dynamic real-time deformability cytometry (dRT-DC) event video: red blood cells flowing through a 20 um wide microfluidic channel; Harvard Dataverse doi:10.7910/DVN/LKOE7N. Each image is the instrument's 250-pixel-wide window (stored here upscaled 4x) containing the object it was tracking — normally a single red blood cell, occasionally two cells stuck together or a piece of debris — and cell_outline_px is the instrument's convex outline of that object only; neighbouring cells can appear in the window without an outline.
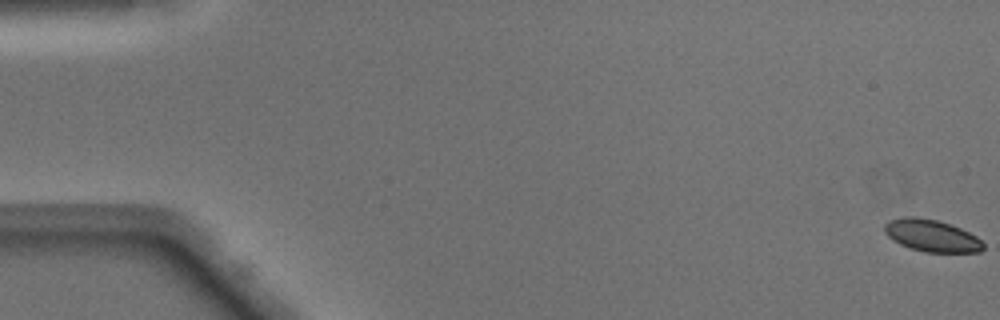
{"species": "Egyptian fruit bat (a non-hibernating species)", "species_latin": "Rousettus aegyptiacus", "temperature_condition": "warm", "stored_images_in_passage": 51, "camera_frame_rate_fps": 3000, "um_per_image_px": 0.085, "animal": {"sex": "male"}, "frame": {"image": 1, "passage_image": 1, "time_ms": 0.0, "image_size_px": [1000, 320], "cell_outline_px": [[984, 248], [980, 252], [924, 252], [900, 244], [892, 240], [884, 232], [884, 224], [888, 220], [904, 216], [912, 216], [936, 220], [960, 228], [976, 236], [984, 244]], "centroid_in_image_um": [79.16, 20.03], "position_along_channel_um": 5.8, "area_um2": 18.38}}
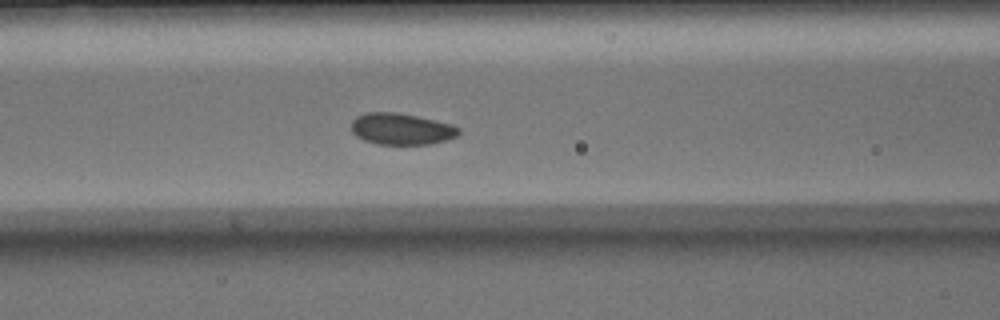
{"frame": {"image": 2, "passage_image": 22, "time_ms": 7.0, "image_size_px": [1000, 320], "cell_outline_px": [[460, 132], [456, 136], [448, 140], [428, 144], [376, 144], [364, 140], [356, 136], [352, 132], [352, 120], [356, 116], [368, 112], [396, 112], [416, 116], [452, 124], [460, 128]], "centroid_in_image_um": [34.11, 10.96], "position_along_channel_um": 132.5, "area_um2": 19.71}}
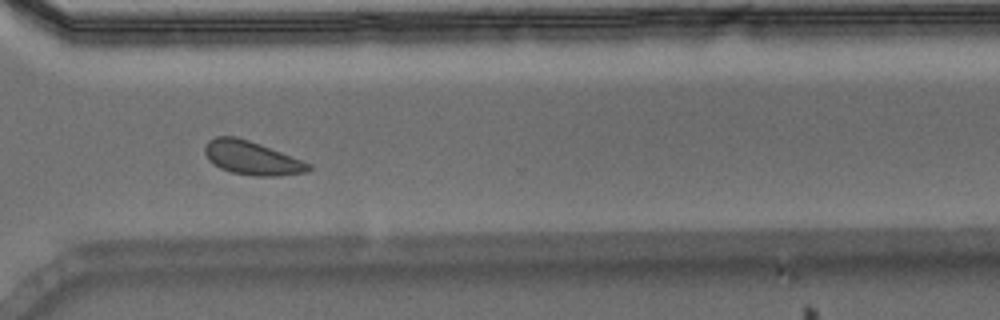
{"frame": {"image": 3, "passage_image": 38, "time_ms": 12.333, "image_size_px": [1000, 320], "cell_outline_px": [[312, 168], [304, 172], [276, 176], [256, 176], [232, 172], [220, 168], [212, 164], [208, 160], [204, 152], [204, 148], [208, 140], [216, 136], [236, 136], [260, 144], [312, 164]], "centroid_in_image_um": [21.36, 13.42], "position_along_channel_um": 349.2, "area_um2": 20.23}, "authors_computed_cell_mechanics": {"area_um2": 19.7676, "velocity_mm_per_s": 4.0633, "shape_relaxation_time_tau1_ms": 1.1096, "shape_relaxation_time_tau2_ms": 2.8833, "deformation_change_tau1": 0.04, "deformation_change_tau2": 0.0817}}